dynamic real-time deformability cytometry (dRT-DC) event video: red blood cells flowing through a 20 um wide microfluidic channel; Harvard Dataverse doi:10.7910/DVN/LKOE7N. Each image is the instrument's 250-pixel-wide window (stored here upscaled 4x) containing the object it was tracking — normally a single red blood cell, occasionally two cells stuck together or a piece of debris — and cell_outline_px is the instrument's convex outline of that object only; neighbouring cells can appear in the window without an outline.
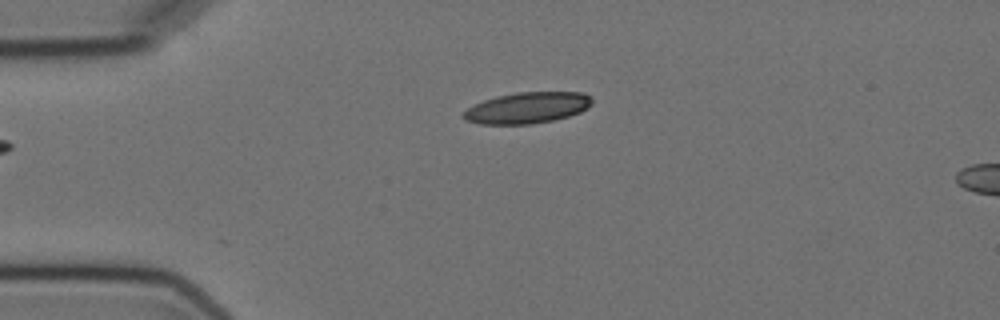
{"species": "Egyptian fruit bat (a non-hibernating species)", "species_latin": "Rousettus aegyptiacus", "temperature_condition": "cold", "stored_images_in_passage": 3, "segment_of_instrument_passage": [1, 2], "camera_frame_rate_fps": 3000, "um_per_image_px": 0.085, "animal": {"sex": "female"}, "frame": {"image": 1, "passage_image": 1, "time_ms": 0.0, "image_size_px": [1000, 320], "cell_outline_px": [[592, 104], [588, 108], [580, 112], [568, 116], [552, 120], [532, 124], [480, 124], [468, 120], [460, 116], [468, 108], [484, 100], [496, 96], [516, 92], [584, 92], [592, 96]], "centroid_in_image_um": [44.86, 9.15], "position_along_channel_um": 40.1, "area_um2": 23.35}}